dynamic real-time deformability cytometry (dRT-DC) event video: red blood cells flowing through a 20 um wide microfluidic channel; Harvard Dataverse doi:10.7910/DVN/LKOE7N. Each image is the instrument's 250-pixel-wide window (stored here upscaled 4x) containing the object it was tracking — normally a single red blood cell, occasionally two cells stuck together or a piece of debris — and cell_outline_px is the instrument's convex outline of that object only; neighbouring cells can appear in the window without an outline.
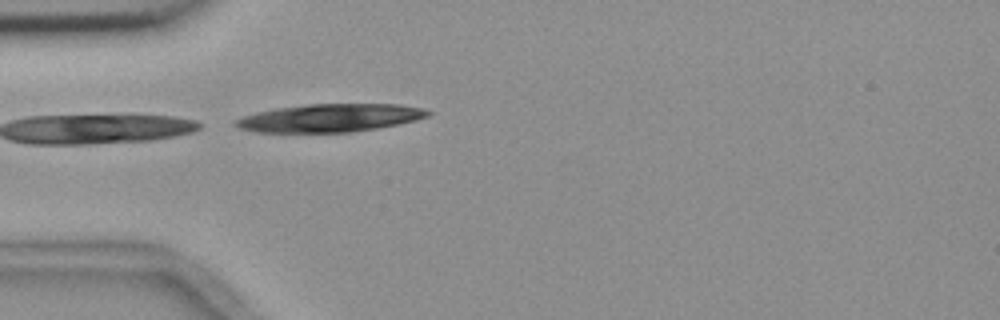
{"species": "common noctule bat (a hibernating species)", "species_latin": "Nyctalus noctula", "temperature_condition": "room temperature", "stored_images_in_passage": 40, "camera_frame_rate_fps": 3000, "um_per_image_px": 0.085, "animal": {"sex": "female", "body_mass_g": 18.4}, "frame": {"image": 1, "passage_image": 1, "time_ms": 0.0, "image_size_px": [1000, 320], "cell_outline_px": [[432, 112], [428, 116], [416, 120], [376, 128], [352, 132], [252, 132], [236, 128], [232, 124], [232, 120], [256, 112], [276, 108], [304, 104], [400, 104], [424, 108]], "centroid_in_image_um": [27.98, 10.02], "position_along_channel_um": 57.0, "area_um2": 31.62}}
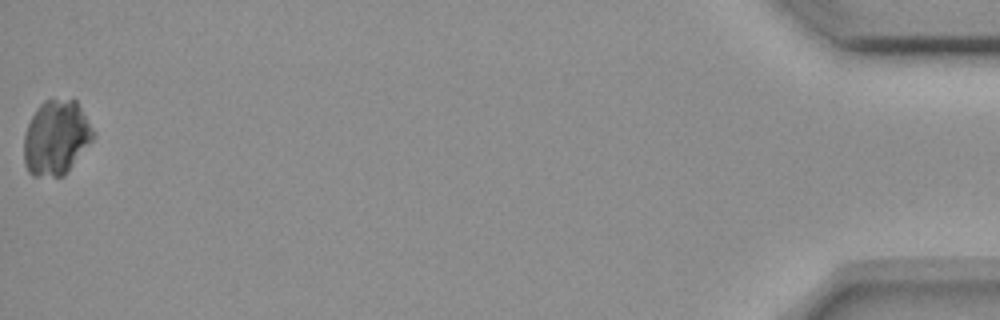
{"frame": {"image": 2, "passage_image": 40, "time_ms": 13.0, "image_size_px": [1000, 320], "cell_outline_px": [[96, 132], [92, 140], [64, 176], [32, 176], [28, 172], [24, 164], [24, 132], [36, 108], [44, 100], [72, 96], [76, 100]], "centroid_in_image_um": [4.77, 11.66], "position_along_channel_um": 430.4, "area_um2": 30.63}}